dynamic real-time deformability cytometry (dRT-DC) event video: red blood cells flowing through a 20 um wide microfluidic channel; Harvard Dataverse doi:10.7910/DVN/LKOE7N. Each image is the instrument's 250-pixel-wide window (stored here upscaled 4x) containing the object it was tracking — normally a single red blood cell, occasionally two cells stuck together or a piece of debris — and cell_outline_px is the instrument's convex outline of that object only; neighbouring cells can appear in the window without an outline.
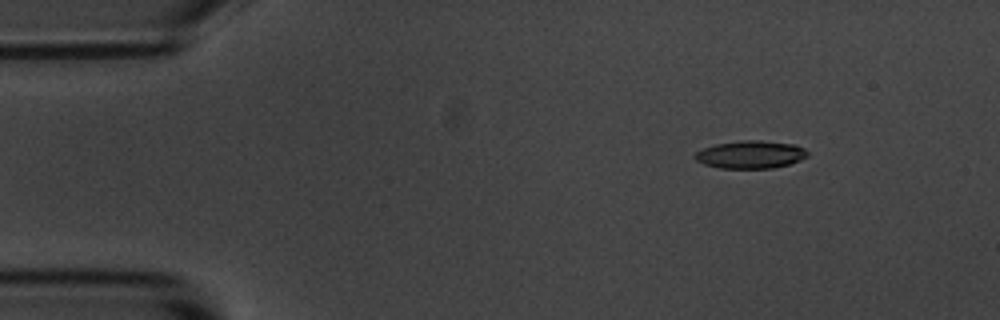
{"species": "common noctule bat (a hibernating species)", "species_latin": "Nyctalus noctula", "temperature_condition": "room temperature", "stored_images_in_passage": 4, "camera_frame_rate_fps": 3000, "um_per_image_px": 0.085, "animal": {"sex": "male", "body_mass_g": 20.1, "forearm_length_mm": 53.5}, "frame": {"image": 1, "passage_image": 2, "time_ms": 1.0, "image_size_px": [1000, 320], "cell_outline_px": [[808, 156], [800, 160], [788, 164], [772, 168], [720, 168], [704, 164], [696, 160], [692, 156], [696, 152], [704, 148], [716, 144], [744, 140], [760, 140], [796, 144], [804, 148], [808, 152]], "centroid_in_image_um": [63.81, 13.13], "position_along_channel_um": 21.2, "area_um2": 18.21}}